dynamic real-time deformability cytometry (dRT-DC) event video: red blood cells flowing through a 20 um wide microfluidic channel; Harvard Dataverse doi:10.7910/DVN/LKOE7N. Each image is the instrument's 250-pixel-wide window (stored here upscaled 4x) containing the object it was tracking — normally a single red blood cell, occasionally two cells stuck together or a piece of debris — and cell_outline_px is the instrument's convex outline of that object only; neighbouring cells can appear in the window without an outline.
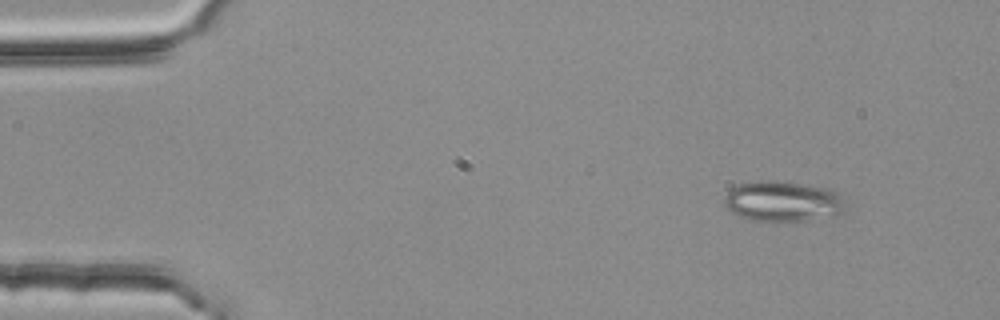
{"species": "common noctule bat (a hibernating species)", "species_latin": "Nyctalus noctula", "temperature_condition": "room temperature", "stored_images_in_passage": 3, "camera_frame_rate_fps": 3000, "um_per_image_px": 0.085, "animal": {"sex": "female", "body_mass_g": 25.1}, "frame": {"image": 1, "passage_image": 1, "time_ms": 0.0, "image_size_px": [1000, 320], "cell_outline_px": [[852, 204], [848, 208], [836, 216], [804, 220], [748, 220], [732, 212], [724, 204], [724, 196], [732, 188], [740, 184], [760, 180], [776, 180], [824, 188], [840, 192]], "centroid_in_image_um": [66.64, 17.11], "position_along_channel_um": 18.4, "area_um2": 28.84}}